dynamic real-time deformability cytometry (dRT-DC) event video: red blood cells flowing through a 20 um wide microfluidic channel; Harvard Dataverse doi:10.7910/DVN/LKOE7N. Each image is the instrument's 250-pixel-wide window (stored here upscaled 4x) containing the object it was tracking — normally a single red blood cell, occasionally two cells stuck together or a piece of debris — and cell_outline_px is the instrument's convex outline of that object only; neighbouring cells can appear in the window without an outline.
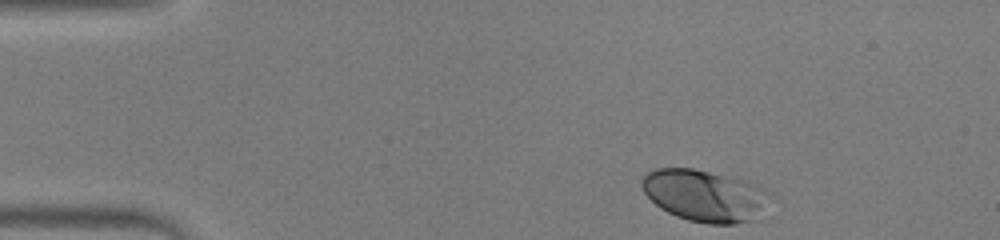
{"species": "human", "species_latin": "Homo sapiens", "temperature_condition": "warm", "stored_images_in_passage": 42, "camera_frame_rate_fps": 3000, "um_per_image_px": 0.085, "donor": {"sex": "male"}, "frame": {"image": 1, "passage_image": 1, "time_ms": 0.0, "image_size_px": [1000, 240], "cell_outline_px": [[776, 196], [760, 216], [752, 220], [736, 224], [708, 224], [688, 220], [676, 216], [660, 208], [644, 192], [640, 184], [640, 180], [648, 172], [656, 168], [692, 168], [736, 176], [768, 188]], "centroid_in_image_um": [60.03, 16.61], "position_along_channel_um": 25.0, "area_um2": 39.88}}
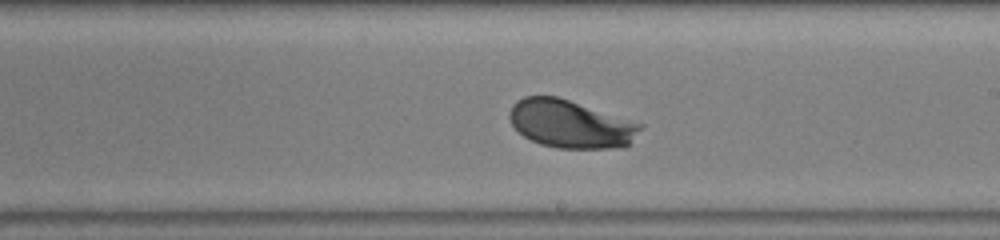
{"frame": {"image": 2, "passage_image": 22, "time_ms": 7.0, "image_size_px": [1000, 240], "cell_outline_px": [[644, 124], [628, 144], [608, 148], [556, 148], [540, 144], [524, 136], [512, 124], [508, 116], [508, 112], [512, 104], [516, 100], [524, 96], [556, 96]], "centroid_in_image_um": [48.44, 10.52], "position_along_channel_um": 240.6, "area_um2": 36.13}}
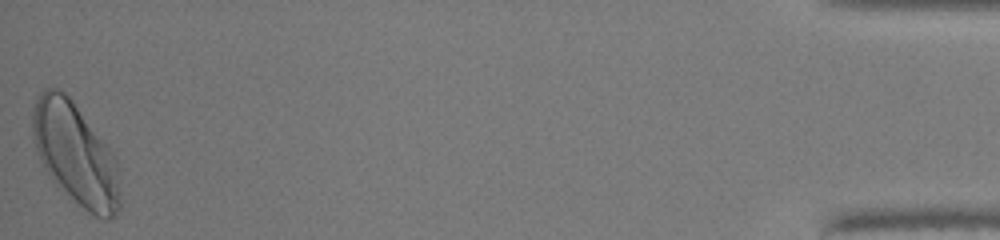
{"frame": {"image": 3, "passage_image": 42, "time_ms": 13.667, "image_size_px": [1000, 240], "cell_outline_px": [[120, 208], [116, 216], [108, 220], [104, 220], [88, 212], [56, 184], [40, 160], [36, 152], [32, 140], [32, 108], [36, 96], [44, 88], [56, 88], [64, 92], [72, 100], [112, 152], [116, 160], [120, 196]], "centroid_in_image_um": [6.39, 13.08], "position_along_channel_um": 428.8, "area_um2": 51.73}, "authors_computed_cell_mechanics": {"area_um2": 36.3273, "velocity_mm_per_s": 4.2365, "shape_relaxation_time_tau1_ms": 1.2818, "shape_relaxation_time_tau2_ms": null, "deformation_change_tau1": 0.0958, "deformation_change_tau2": null}}